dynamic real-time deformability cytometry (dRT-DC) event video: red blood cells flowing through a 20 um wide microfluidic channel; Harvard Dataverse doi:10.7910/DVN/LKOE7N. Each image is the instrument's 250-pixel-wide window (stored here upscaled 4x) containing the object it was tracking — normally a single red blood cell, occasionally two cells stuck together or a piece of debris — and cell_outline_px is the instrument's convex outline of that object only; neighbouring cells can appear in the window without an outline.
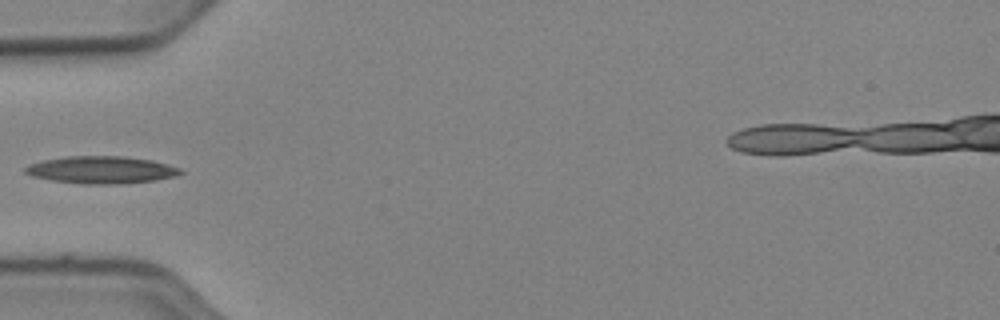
{"species": "Egyptian fruit bat (a non-hibernating species)", "species_latin": "Rousettus aegyptiacus", "temperature_condition": "cold", "stored_images_in_passage": 4, "camera_frame_rate_fps": 3000, "um_per_image_px": 0.085, "animal": {"sex": "female"}, "frame": {"image": 1, "passage_image": 1, "time_ms": 0.0, "image_size_px": [1000, 320], "cell_outline_px": [[184, 172], [176, 176], [156, 180], [120, 184], [80, 184], [52, 180], [32, 176], [24, 172], [24, 168], [28, 164], [44, 160], [64, 156], [124, 156], [152, 160], [168, 164], [180, 168]], "centroid_in_image_um": [8.62, 14.44], "position_along_channel_um": 76.4, "area_um2": 24.91}}